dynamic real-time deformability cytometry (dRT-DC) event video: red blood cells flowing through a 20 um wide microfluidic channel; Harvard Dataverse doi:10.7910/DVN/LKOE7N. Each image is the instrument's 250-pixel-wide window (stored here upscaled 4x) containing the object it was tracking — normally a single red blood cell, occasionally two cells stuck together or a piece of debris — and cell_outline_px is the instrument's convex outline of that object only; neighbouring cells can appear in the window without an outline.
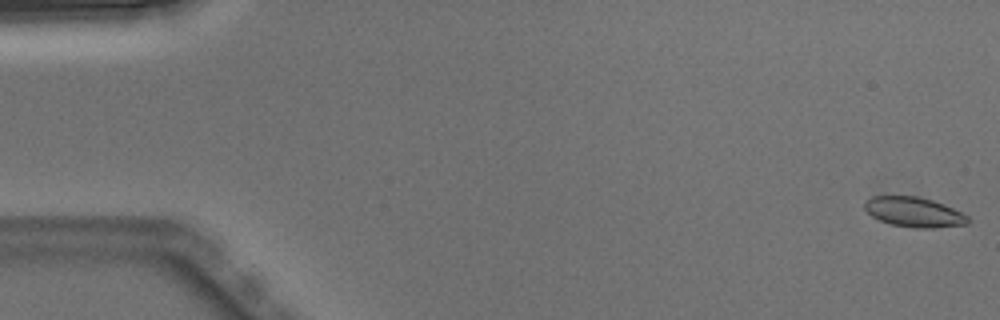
{"species": "Egyptian fruit bat (a non-hibernating species)", "species_latin": "Rousettus aegyptiacus", "temperature_condition": "warm", "stored_images_in_passage": 4, "camera_frame_rate_fps": 3000, "um_per_image_px": 0.085, "animal": {"sex": "male"}, "frame": {"image": 1, "passage_image": 1, "time_ms": 0.0, "image_size_px": [1000, 320], "cell_outline_px": [[968, 224], [932, 228], [916, 228], [892, 224], [880, 220], [872, 216], [864, 208], [864, 200], [872, 196], [916, 196], [932, 200], [944, 204], [968, 216]], "centroid_in_image_um": [77.66, 18.02], "position_along_channel_um": 7.3, "area_um2": 17.86}}
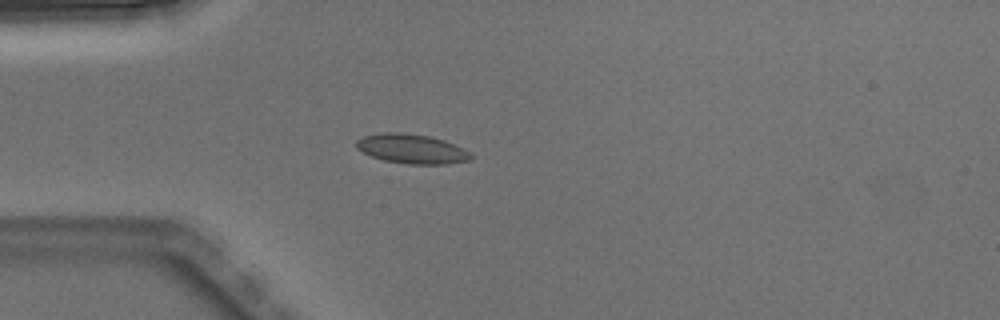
{"frame": {"image": 2, "passage_image": 4, "time_ms": 1.0, "image_size_px": [1000, 320], "cell_outline_px": [[472, 160], [448, 164], [408, 164], [384, 160], [372, 156], [356, 148], [356, 140], [364, 136], [380, 132], [400, 132], [428, 136], [444, 140], [464, 148], [472, 156]], "centroid_in_image_um": [35.01, 12.65], "position_along_channel_um": 50.0, "area_um2": 19.65}}